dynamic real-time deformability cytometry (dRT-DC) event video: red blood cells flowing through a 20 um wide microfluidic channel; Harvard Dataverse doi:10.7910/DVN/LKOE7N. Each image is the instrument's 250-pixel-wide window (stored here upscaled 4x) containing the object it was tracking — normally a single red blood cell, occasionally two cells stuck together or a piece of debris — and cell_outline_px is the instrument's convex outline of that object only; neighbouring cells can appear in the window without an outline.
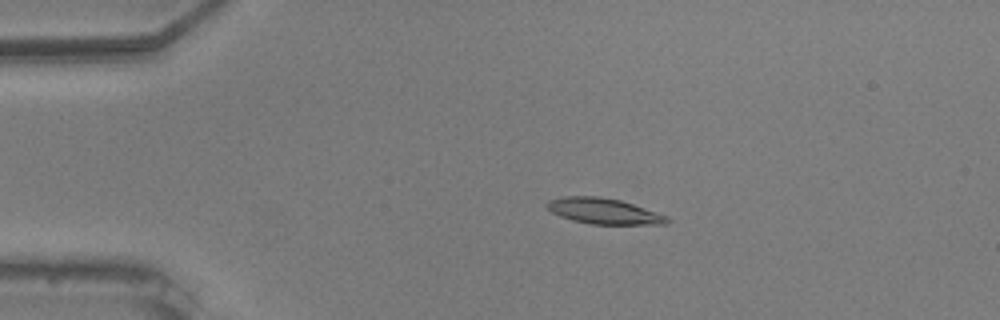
{"species": "common noctule bat (a hibernating species)", "species_latin": "Nyctalus noctula", "temperature_condition": "warm", "stored_images_in_passage": 55, "camera_frame_rate_fps": 3000, "um_per_image_px": 0.085, "animal": {"sex": "male", "body_mass_g": 20.5, "forearm_length_mm": 52.5}, "frame": {"image": 1, "passage_image": 12, "time_ms": 3.667, "image_size_px": [1000, 320], "cell_outline_px": [[672, 220], [668, 224], [592, 224], [572, 220], [560, 216], [552, 212], [544, 204], [548, 200], [564, 196], [596, 196], [620, 200], [668, 216]], "centroid_in_image_um": [51.32, 17.94], "position_along_channel_um": 33.7, "area_um2": 17.98}}
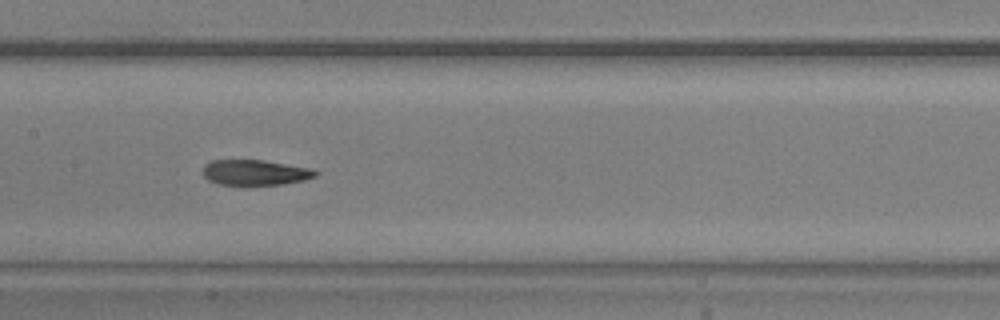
{"frame": {"image": 2, "passage_image": 28, "time_ms": 9.0, "image_size_px": [1000, 320], "cell_outline_px": [[320, 172], [316, 176], [304, 180], [284, 184], [248, 188], [244, 188], [220, 184], [208, 180], [204, 176], [204, 164], [212, 160], [264, 160], [308, 168]], "centroid_in_image_um": [21.66, 14.71], "position_along_channel_um": 185.7, "area_um2": 17.4}}
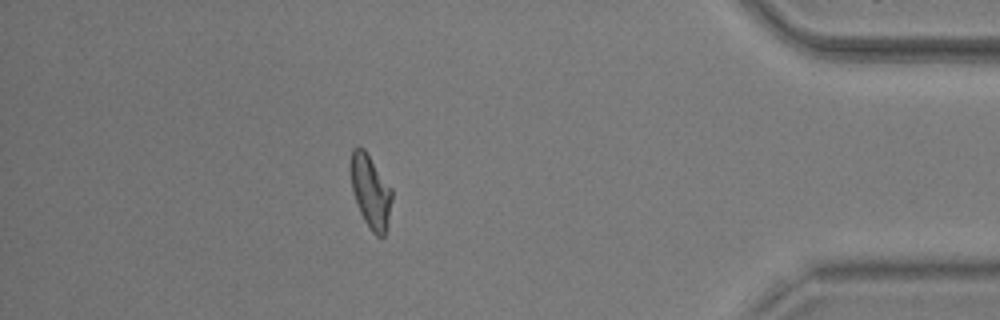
{"frame": {"image": 3, "passage_image": 49, "time_ms": 16.0, "image_size_px": [1000, 320], "cell_outline_px": [[392, 200], [388, 224], [384, 236], [376, 236], [372, 232], [364, 220], [360, 212], [352, 192], [352, 148], [364, 148], [392, 188]], "centroid_in_image_um": [31.53, 16.32], "position_along_channel_um": 403.7, "area_um2": 17.34}, "authors_computed_cell_mechanics": {"area_um2": 17.6868, "velocity_mm_per_s": 3.7114, "shape_relaxation_time_tau1_ms": 6.5566, "shape_relaxation_time_tau2_ms": 6.2137, "deformation_change_tau1": 0.2178, "deformation_change_tau2": 0.1021}}